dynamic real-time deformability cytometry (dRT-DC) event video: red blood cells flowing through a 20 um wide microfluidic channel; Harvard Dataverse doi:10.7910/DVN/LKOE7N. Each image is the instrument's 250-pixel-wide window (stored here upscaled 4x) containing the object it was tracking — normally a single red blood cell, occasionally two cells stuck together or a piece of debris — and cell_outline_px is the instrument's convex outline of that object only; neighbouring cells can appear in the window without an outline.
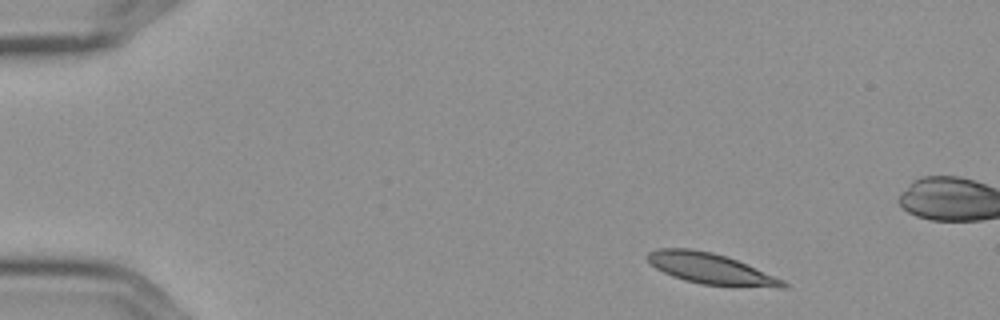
{"species": "Egyptian fruit bat (a non-hibernating species)", "species_latin": "Rousettus aegyptiacus", "temperature_condition": "cold", "stored_images_in_passage": 6, "camera_frame_rate_fps": 3000, "um_per_image_px": 0.085, "frame": {"image": 1, "passage_image": 1, "time_ms": 0.0, "image_size_px": [1000, 320], "cell_outline_px": [[788, 288], [776, 288], [700, 284], [684, 280], [672, 276], [656, 268], [644, 256], [648, 252], [656, 248], [688, 248], [712, 252], [728, 256], [784, 280], [788, 284]], "centroid_in_image_um": [60.41, 22.83], "position_along_channel_um": 24.6, "area_um2": 24.45}}
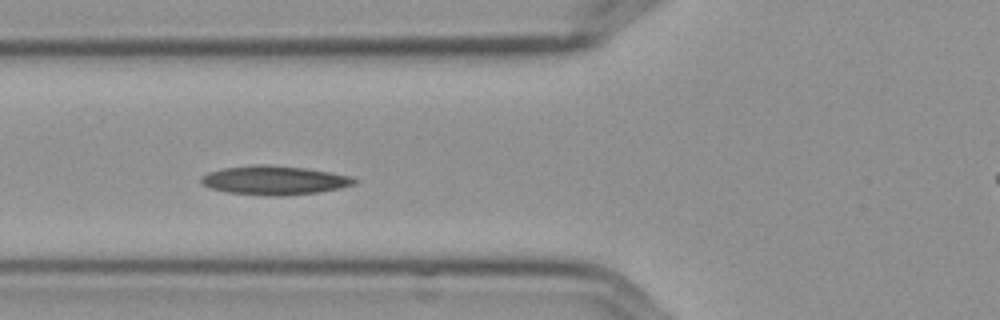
{"frame": {"image": 2, "passage_image": 5, "time_ms": 1.333, "image_size_px": [1000, 320], "cell_outline_px": [[356, 184], [340, 188], [316, 192], [284, 196], [264, 196], [228, 192], [212, 188], [204, 184], [200, 180], [200, 176], [208, 172], [224, 168], [260, 164], [264, 164], [304, 168], [332, 172], [348, 176], [356, 180]], "centroid_in_image_um": [23.31, 15.33], "position_along_channel_um": 102.5, "area_um2": 25.66}}
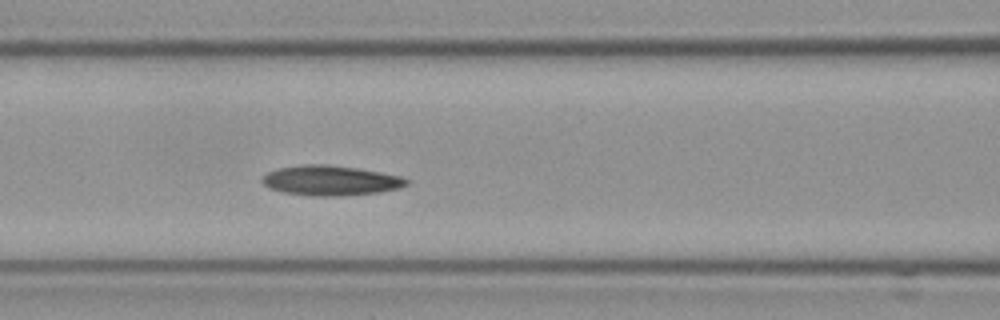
{"frame": {"image": 3, "passage_image": 6, "time_ms": 1.667, "image_size_px": [1000, 320], "cell_outline_px": [[408, 184], [400, 188], [380, 192], [336, 196], [316, 196], [284, 192], [268, 188], [260, 180], [268, 172], [280, 168], [304, 164], [324, 164], [356, 168], [380, 172], [400, 176], [408, 180]], "centroid_in_image_um": [28.1, 15.34], "position_along_channel_um": 138.5, "area_um2": 24.97}}